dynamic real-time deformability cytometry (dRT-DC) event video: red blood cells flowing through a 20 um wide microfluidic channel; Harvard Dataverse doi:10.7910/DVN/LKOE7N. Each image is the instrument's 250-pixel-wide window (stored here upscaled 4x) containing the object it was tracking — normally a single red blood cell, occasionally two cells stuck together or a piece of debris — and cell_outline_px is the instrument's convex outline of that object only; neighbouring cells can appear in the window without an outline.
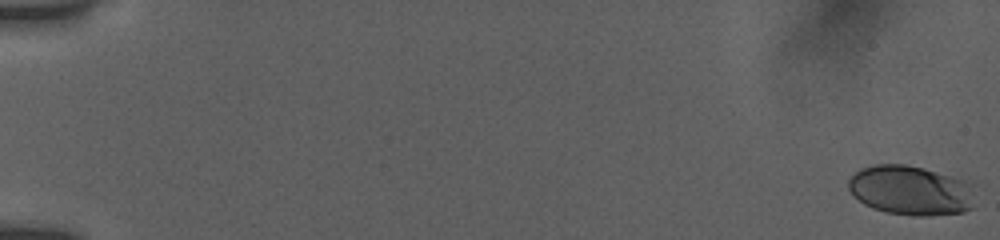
{"species": "human", "species_latin": "Homo sapiens", "temperature_condition": "room temperature", "stored_images_in_passage": 16, "camera_frame_rate_fps": 3000, "um_per_image_px": 0.085, "donor": {"sex": "female"}, "frame": {"image": 1, "passage_image": 1, "time_ms": 0.0, "image_size_px": [1000, 240], "cell_outline_px": [[972, 208], [964, 212], [928, 216], [912, 216], [888, 212], [872, 208], [864, 204], [848, 188], [848, 180], [860, 168], [876, 164], [904, 164], [924, 168], [964, 180], [968, 184]], "centroid_in_image_um": [77.35, 16.18], "position_along_channel_um": 7.7, "area_um2": 36.07}}
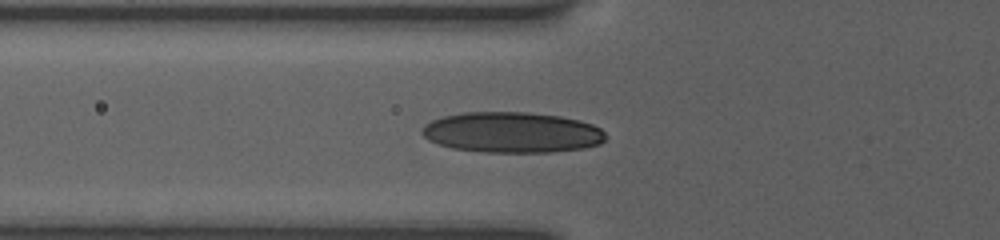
{"frame": {"image": 2, "passage_image": 14, "time_ms": 7.0, "image_size_px": [1000, 240], "cell_outline_px": [[608, 136], [600, 144], [584, 148], [552, 152], [480, 152], [452, 148], [428, 140], [420, 132], [420, 128], [424, 124], [432, 120], [444, 116], [464, 112], [528, 112], [560, 116], [580, 120], [592, 124], [600, 128]], "centroid_in_image_um": [43.52, 11.25], "position_along_channel_um": 82.3, "area_um2": 43.81}}
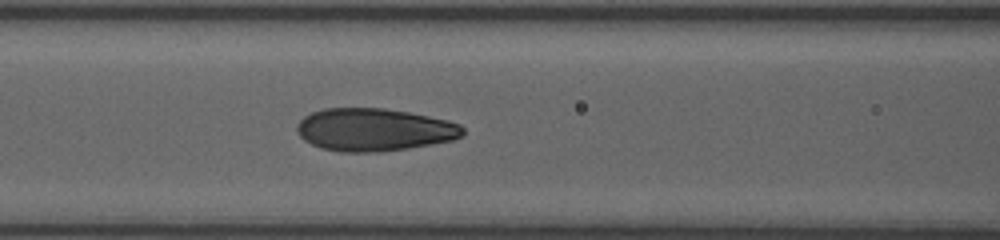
{"frame": {"image": 3, "passage_image": 16, "time_ms": 8.333, "image_size_px": [1000, 240], "cell_outline_px": [[464, 132], [460, 136], [452, 140], [408, 148], [380, 152], [340, 152], [320, 148], [304, 140], [296, 132], [296, 124], [304, 116], [312, 112], [324, 108], [384, 108], [408, 112], [448, 120], [460, 124], [464, 128]], "centroid_in_image_um": [31.76, 11.02], "position_along_channel_um": 134.8, "area_um2": 41.38}}